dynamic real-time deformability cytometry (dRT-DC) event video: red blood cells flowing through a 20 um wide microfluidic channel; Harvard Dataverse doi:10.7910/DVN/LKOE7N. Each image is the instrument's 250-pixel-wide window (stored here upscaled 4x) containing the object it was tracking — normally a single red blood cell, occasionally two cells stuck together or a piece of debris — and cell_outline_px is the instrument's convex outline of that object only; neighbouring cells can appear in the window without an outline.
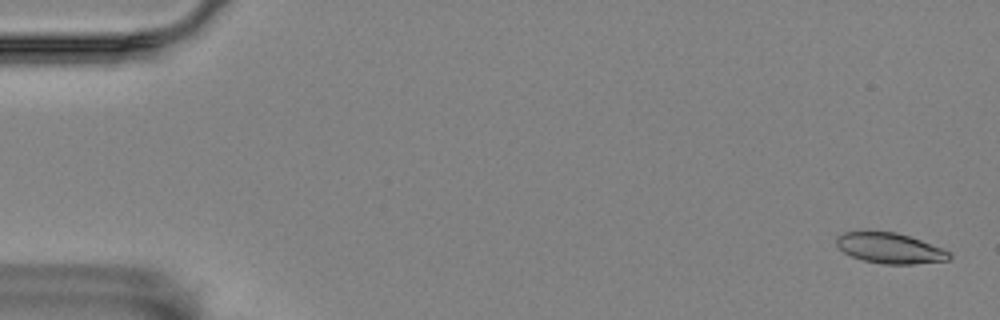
{"species": "Egyptian fruit bat (a non-hibernating species)", "species_latin": "Rousettus aegyptiacus", "temperature_condition": "room temperature", "stored_images_in_passage": 21, "camera_frame_rate_fps": 3000, "um_per_image_px": 0.085, "animal": {"sex": "female"}, "frame": {"image": 1, "passage_image": 2, "time_ms": 0.333, "image_size_px": [1000, 320], "cell_outline_px": [[952, 256], [948, 260], [912, 264], [884, 264], [864, 260], [852, 256], [844, 252], [836, 244], [836, 236], [844, 232], [896, 232], [944, 248], [952, 252]], "centroid_in_image_um": [75.68, 21.1], "position_along_channel_um": 9.3, "area_um2": 19.88}}
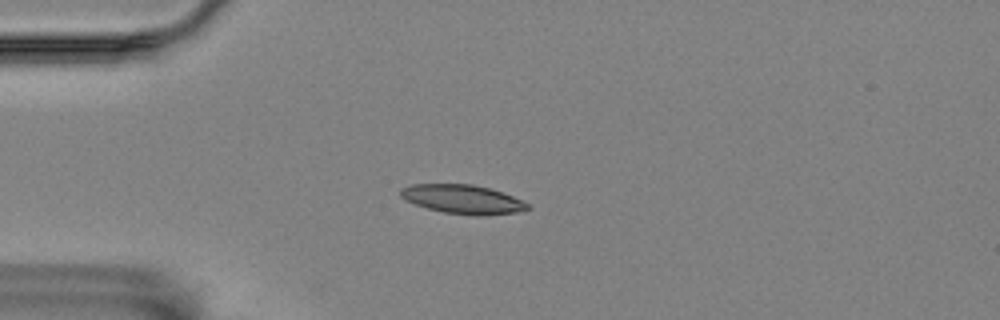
{"frame": {"image": 2, "passage_image": 15, "time_ms": 4.667, "image_size_px": [1000, 320], "cell_outline_px": [[532, 208], [516, 212], [480, 216], [472, 216], [444, 212], [428, 208], [404, 200], [400, 196], [400, 188], [412, 184], [472, 184], [492, 188], [512, 196], [528, 204]], "centroid_in_image_um": [39.32, 16.93], "position_along_channel_um": 45.7, "area_um2": 21.5}}
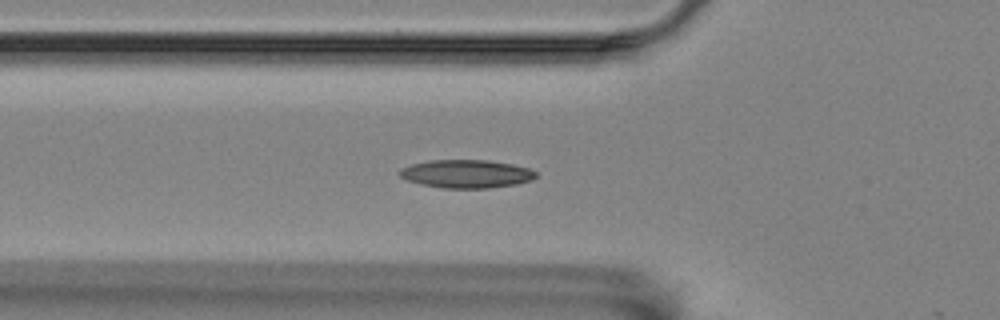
{"frame": {"image": 3, "passage_image": 20, "time_ms": 6.333, "image_size_px": [1000, 320], "cell_outline_px": [[536, 176], [532, 180], [516, 184], [488, 188], [440, 188], [420, 184], [408, 180], [400, 176], [396, 172], [400, 168], [412, 164], [428, 160], [488, 160], [512, 164], [528, 168], [536, 172]], "centroid_in_image_um": [39.6, 14.77], "position_along_channel_um": 86.2, "area_um2": 22.48}}